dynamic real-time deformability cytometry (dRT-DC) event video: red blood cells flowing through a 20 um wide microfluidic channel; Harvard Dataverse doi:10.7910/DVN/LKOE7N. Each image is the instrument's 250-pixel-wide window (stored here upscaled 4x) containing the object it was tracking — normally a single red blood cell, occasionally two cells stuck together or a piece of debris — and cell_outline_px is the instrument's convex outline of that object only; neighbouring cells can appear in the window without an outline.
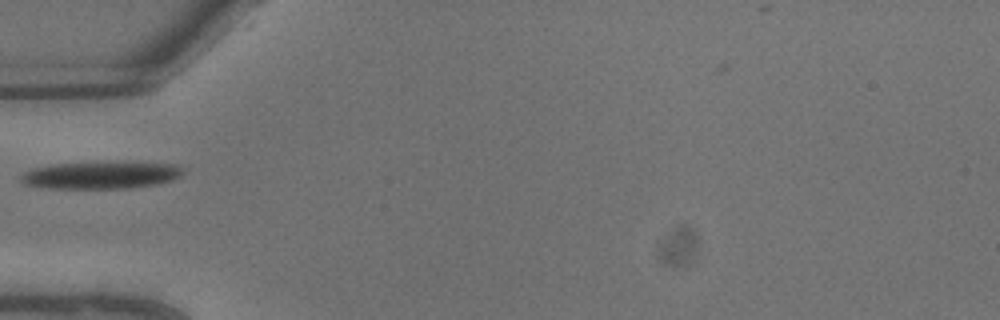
{"species": "common noctule bat (a hibernating species)", "species_latin": "Nyctalus noctula", "temperature_condition": "warm", "stored_images_in_passage": 4, "camera_frame_rate_fps": 3000, "um_per_image_px": 0.085, "animal": {"sex": "male", "body_mass_g": 13.3}, "frame": {"image": 1, "passage_image": 1, "time_ms": 0.0, "image_size_px": [1000, 320], "cell_outline_px": [[184, 172], [180, 176], [172, 180], [156, 184], [132, 188], [48, 188], [24, 184], [20, 180], [20, 176], [24, 172], [32, 168], [52, 164], [176, 164], [184, 168]], "centroid_in_image_um": [8.54, 14.92], "position_along_channel_um": 76.5, "area_um2": 24.85}}
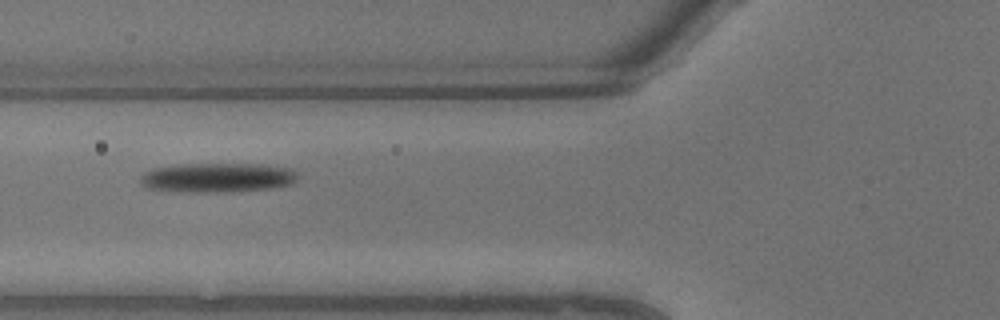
{"frame": {"image": 2, "passage_image": 2, "time_ms": 0.333, "image_size_px": [1000, 320], "cell_outline_px": [[300, 176], [292, 184], [276, 188], [232, 192], [180, 192], [144, 188], [140, 184], [140, 176], [144, 172], [152, 168], [180, 164], [260, 164], [292, 168], [300, 172]], "centroid_in_image_um": [18.51, 15.1], "position_along_channel_um": 107.3, "area_um2": 27.8}}